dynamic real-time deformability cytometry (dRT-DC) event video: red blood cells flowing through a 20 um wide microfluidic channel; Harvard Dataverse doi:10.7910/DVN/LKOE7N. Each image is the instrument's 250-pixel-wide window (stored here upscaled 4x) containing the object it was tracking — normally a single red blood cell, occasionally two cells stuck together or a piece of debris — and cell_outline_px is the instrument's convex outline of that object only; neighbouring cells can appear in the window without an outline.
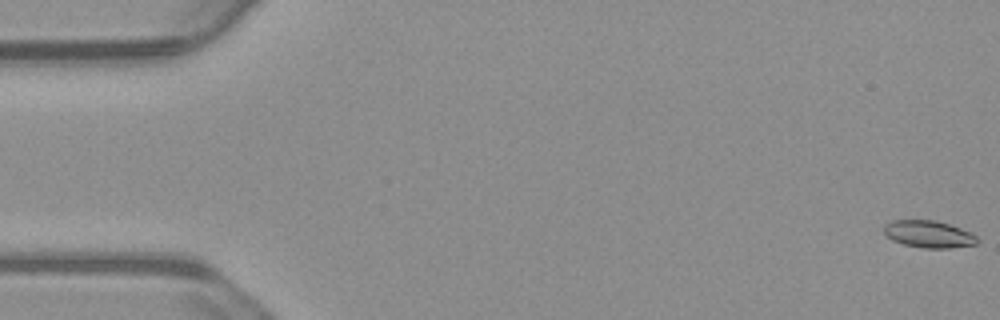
{"species": "common noctule bat (a hibernating species)", "species_latin": "Nyctalus noctula", "temperature_condition": "warm", "stored_images_in_passage": 56, "camera_frame_rate_fps": 3000, "um_per_image_px": 0.085, "animal": {"sex": "male", "body_mass_g": 23.1, "forearm_length_mm": 52.7}, "frame": {"image": 1, "passage_image": 1, "time_ms": 0.0, "image_size_px": [1000, 320], "cell_outline_px": [[980, 240], [976, 244], [952, 248], [924, 248], [904, 244], [892, 240], [884, 232], [884, 224], [888, 220], [936, 220], [972, 232]], "centroid_in_image_um": [78.95, 19.89], "position_along_channel_um": 6.1, "area_um2": 14.85}}
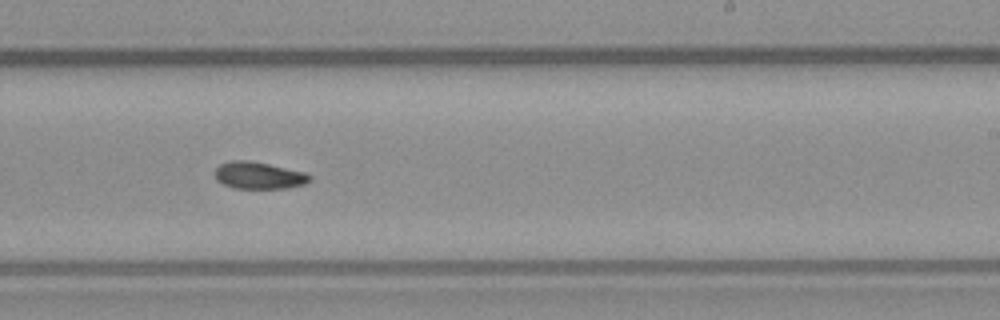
{"frame": {"image": 2, "passage_image": 34, "time_ms": 11.0, "image_size_px": [1000, 320], "cell_outline_px": [[312, 180], [304, 184], [288, 188], [236, 188], [224, 184], [216, 180], [216, 168], [220, 164], [232, 160], [248, 160], [268, 164], [304, 172], [312, 176]], "centroid_in_image_um": [22.02, 14.91], "position_along_channel_um": 267.0, "area_um2": 14.8}}
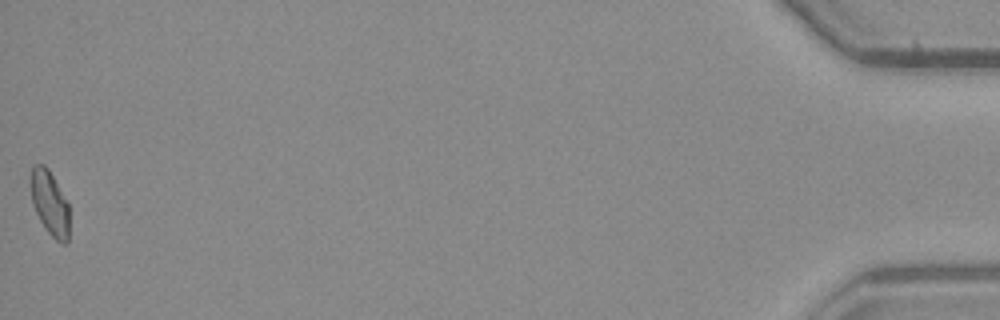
{"frame": {"image": 3, "passage_image": 56, "time_ms": 18.333, "image_size_px": [1000, 320], "cell_outline_px": [[68, 244], [60, 244], [44, 228], [32, 204], [28, 180], [32, 164], [44, 164], [48, 168], [68, 204]], "centroid_in_image_um": [4.17, 17.23], "position_along_channel_um": 431.0, "area_um2": 14.8}, "authors_computed_cell_mechanics": {"area_um2": 14.9991, "velocity_mm_per_s": 3.718, "shape_relaxation_time_tau1_ms": null, "shape_relaxation_time_tau2_ms": 5.7228, "deformation_change_tau1": null, "deformation_change_tau2": 0.0879}}